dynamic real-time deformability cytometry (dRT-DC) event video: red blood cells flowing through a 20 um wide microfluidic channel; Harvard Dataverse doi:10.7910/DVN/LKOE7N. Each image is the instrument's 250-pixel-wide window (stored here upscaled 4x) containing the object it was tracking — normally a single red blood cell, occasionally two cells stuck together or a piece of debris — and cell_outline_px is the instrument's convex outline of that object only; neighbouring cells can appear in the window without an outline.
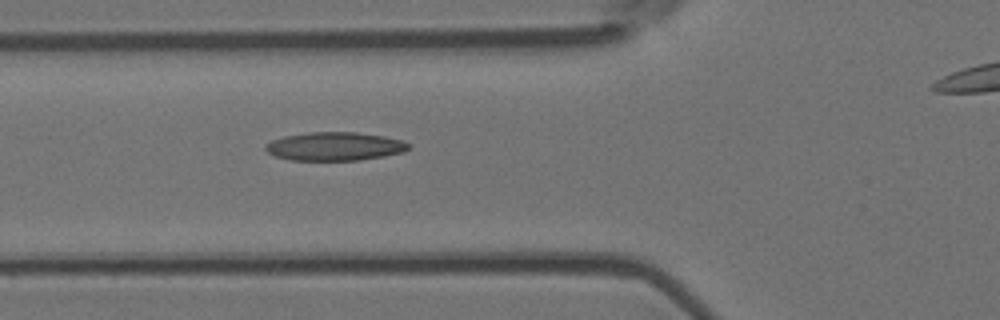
{"species": "Egyptian fruit bat (a non-hibernating species)", "species_latin": "Rousettus aegyptiacus", "temperature_condition": "room temperature", "stored_images_in_passage": 3, "segment_of_instrument_passage": [1, 2], "camera_frame_rate_fps": 3000, "um_per_image_px": 0.085, "animal": {"sex": "female"}, "frame": {"image": 1, "passage_image": 2, "time_ms": 0.333, "image_size_px": [1000, 320], "cell_outline_px": [[412, 144], [404, 152], [384, 156], [360, 160], [292, 160], [276, 156], [268, 152], [264, 148], [264, 144], [272, 140], [284, 136], [308, 132], [356, 132], [384, 136], [400, 140]], "centroid_in_image_um": [28.45, 12.44], "position_along_channel_um": 97.4, "area_um2": 23.76}}